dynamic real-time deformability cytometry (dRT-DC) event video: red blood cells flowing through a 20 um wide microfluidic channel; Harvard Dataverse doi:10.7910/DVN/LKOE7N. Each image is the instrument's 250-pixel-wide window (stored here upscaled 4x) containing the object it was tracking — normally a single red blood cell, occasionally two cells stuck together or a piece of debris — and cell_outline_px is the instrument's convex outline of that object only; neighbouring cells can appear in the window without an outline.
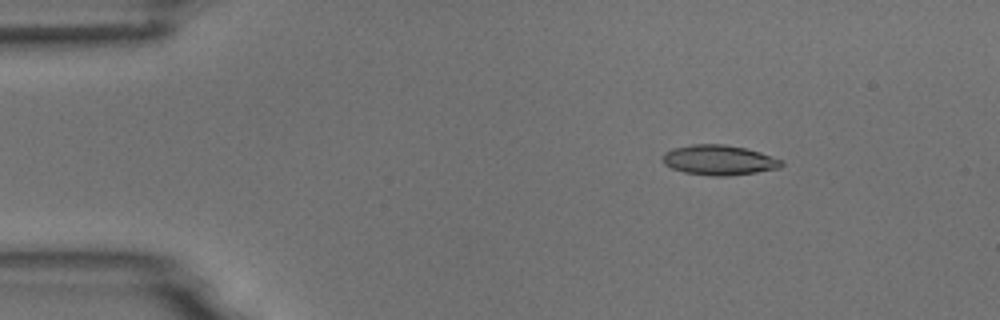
{"species": "common noctule bat (a hibernating species)", "species_latin": "Nyctalus noctula", "temperature_condition": "room temperature", "stored_images_in_passage": 5, "camera_frame_rate_fps": 3000, "um_per_image_px": 0.085, "animal": {"sex": "male", "body_mass_g": 18.8}, "frame": {"image": 1, "passage_image": 2, "time_ms": 1.333, "image_size_px": [1000, 320], "cell_outline_px": [[784, 164], [780, 168], [756, 172], [728, 176], [708, 176], [684, 172], [672, 168], [664, 164], [664, 152], [672, 148], [692, 144], [724, 144], [744, 148], [760, 152], [784, 160]], "centroid_in_image_um": [61.14, 13.61], "position_along_channel_um": 23.9, "area_um2": 20.87}}
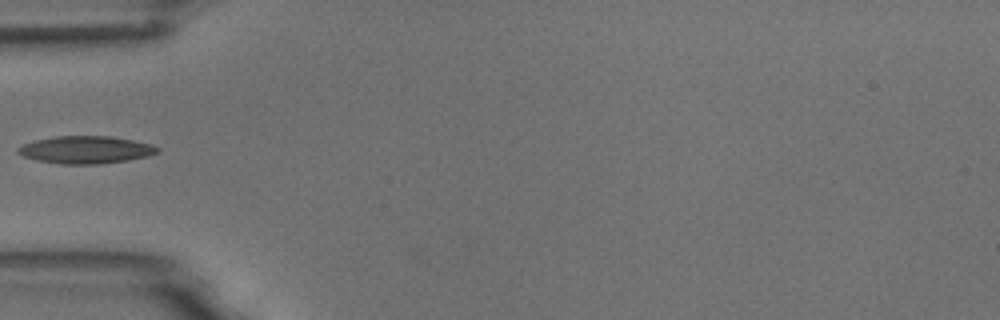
{"frame": {"image": 2, "passage_image": 5, "time_ms": 4.667, "image_size_px": [1000, 320], "cell_outline_px": [[160, 152], [148, 156], [128, 160], [100, 164], [64, 164], [40, 160], [24, 156], [16, 152], [16, 148], [24, 144], [36, 140], [56, 136], [108, 136], [132, 140], [152, 144], [160, 148]], "centroid_in_image_um": [7.33, 12.73], "position_along_channel_um": 77.7, "area_um2": 22.2}}